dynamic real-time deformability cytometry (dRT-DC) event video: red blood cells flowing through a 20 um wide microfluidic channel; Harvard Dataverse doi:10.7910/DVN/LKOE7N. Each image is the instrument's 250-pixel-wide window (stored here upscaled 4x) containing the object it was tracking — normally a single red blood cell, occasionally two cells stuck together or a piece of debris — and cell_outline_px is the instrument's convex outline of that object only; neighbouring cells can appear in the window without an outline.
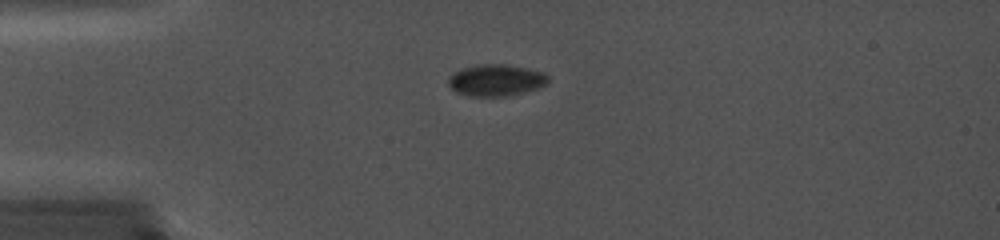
{"species": "common noctule bat (a hibernating species)", "species_latin": "Nyctalus noctula", "temperature_condition": "cold", "stored_images_in_passage": 74, "camera_frame_rate_fps": 5000, "um_per_image_px": 0.085, "animal": {"sex": "female", "body_mass_g": 19.0, "forearm_length_mm": 56.7}, "frame": {"image": 1, "passage_image": 24, "time_ms": 4.6, "image_size_px": [1000, 240], "cell_outline_px": [[548, 80], [544, 84], [536, 88], [504, 96], [472, 96], [456, 92], [448, 84], [448, 76], [452, 72], [460, 68], [476, 64], [504, 64], [528, 68], [544, 72], [548, 76]], "centroid_in_image_um": [42.09, 6.79], "position_along_channel_um": 42.9, "area_um2": 18.32}}
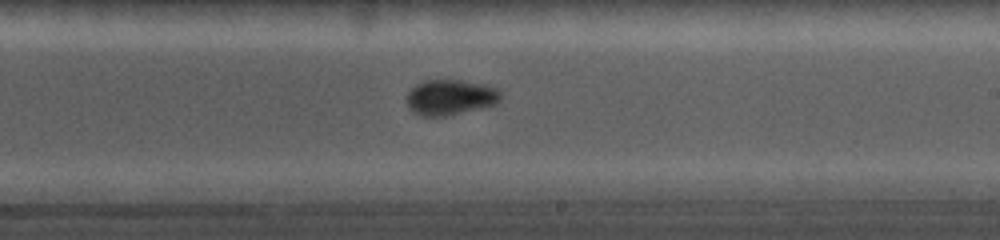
{"frame": {"image": 2, "passage_image": 55, "time_ms": 10.8, "image_size_px": [1000, 240], "cell_outline_px": [[500, 100], [496, 104], [448, 116], [420, 116], [412, 112], [408, 108], [408, 92], [420, 80], [460, 80], [484, 84], [496, 88], [500, 92]], "centroid_in_image_um": [38.25, 8.27], "position_along_channel_um": 250.7, "area_um2": 19.48}}
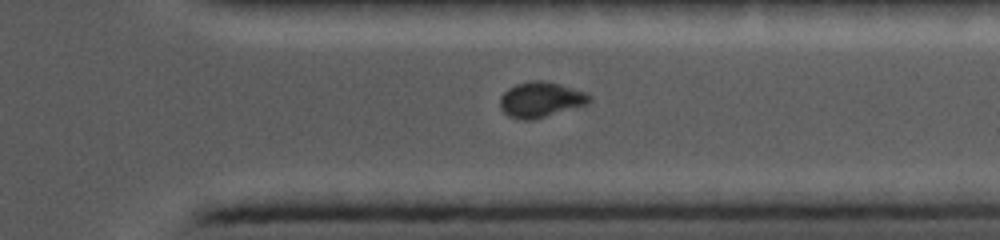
{"frame": {"image": 3, "passage_image": 70, "time_ms": 13.8, "image_size_px": [1000, 240], "cell_outline_px": [[592, 100], [588, 104], [532, 120], [524, 120], [508, 116], [500, 108], [500, 96], [508, 88], [516, 84], [532, 80], [544, 80], [560, 84], [588, 92], [592, 96]], "centroid_in_image_um": [45.99, 8.45], "position_along_channel_um": 365.4, "area_um2": 18.61}}